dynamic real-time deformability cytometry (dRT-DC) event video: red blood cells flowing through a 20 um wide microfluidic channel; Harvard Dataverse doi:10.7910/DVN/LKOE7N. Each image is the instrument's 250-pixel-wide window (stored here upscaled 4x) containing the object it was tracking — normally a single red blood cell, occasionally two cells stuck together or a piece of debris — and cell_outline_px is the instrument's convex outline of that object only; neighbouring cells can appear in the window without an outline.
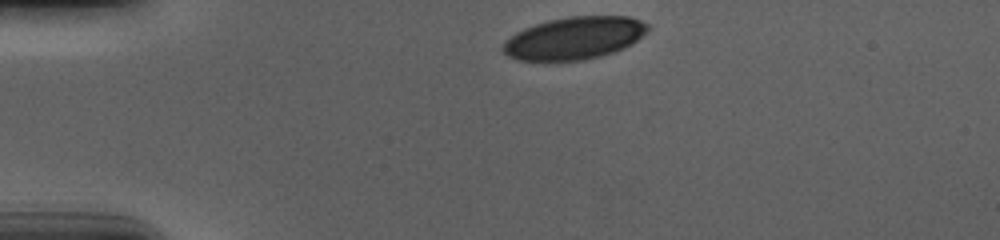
{"species": "human", "species_latin": "Homo sapiens", "temperature_condition": "cold", "stored_images_in_passage": 35, "camera_frame_rate_fps": 3000, "um_per_image_px": 0.085, "donor": {"sex": "male"}, "frame": {"image": 1, "passage_image": 1, "time_ms": 0.0, "image_size_px": [1000, 240], "cell_outline_px": [[648, 32], [632, 44], [616, 52], [584, 60], [516, 60], [508, 56], [500, 48], [504, 40], [516, 32], [524, 28], [548, 20], [572, 16], [628, 16], [640, 20], [648, 24]], "centroid_in_image_um": [48.82, 3.24], "position_along_channel_um": 36.2, "area_um2": 36.01}}
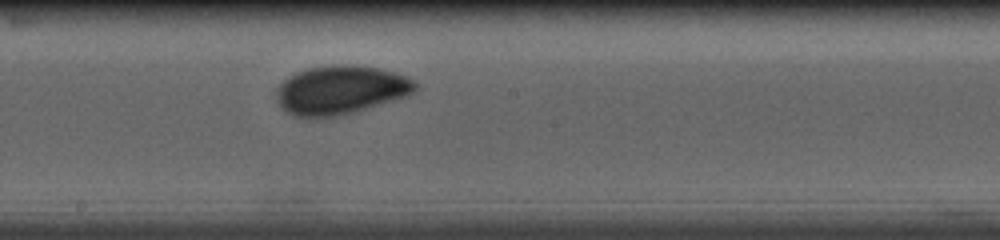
{"frame": {"image": 2, "passage_image": 20, "time_ms": 6.333, "image_size_px": [1000, 240], "cell_outline_px": [[416, 92], [408, 96], [352, 112], [336, 116], [312, 120], [292, 116], [284, 112], [276, 100], [276, 88], [288, 76], [296, 72], [308, 68], [336, 64], [352, 64], [380, 68], [408, 76], [416, 84]], "centroid_in_image_um": [28.9, 7.66], "position_along_channel_um": 219.3, "area_um2": 40.17}}
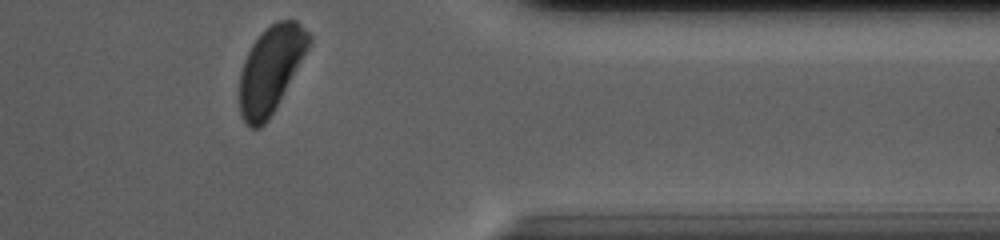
{"frame": {"image": 3, "passage_image": 35, "time_ms": 11.333, "image_size_px": [1000, 240], "cell_outline_px": [[312, 44], [276, 108], [264, 124], [260, 128], [252, 128], [244, 120], [240, 112], [240, 72], [244, 60], [252, 44], [276, 20], [296, 20], [312, 36]], "centroid_in_image_um": [23.05, 5.89], "position_along_channel_um": 388.3, "area_um2": 34.8}, "authors_computed_cell_mechanics": {"area_um2": 37.9746, "velocity_mm_per_s": 3.6577, "shape_relaxation_time_tau1_ms": 2.452, "shape_relaxation_time_tau2_ms": 1.5651, "deformation_change_tau1": 0.0983, "deformation_change_tau2": 0.0516}}